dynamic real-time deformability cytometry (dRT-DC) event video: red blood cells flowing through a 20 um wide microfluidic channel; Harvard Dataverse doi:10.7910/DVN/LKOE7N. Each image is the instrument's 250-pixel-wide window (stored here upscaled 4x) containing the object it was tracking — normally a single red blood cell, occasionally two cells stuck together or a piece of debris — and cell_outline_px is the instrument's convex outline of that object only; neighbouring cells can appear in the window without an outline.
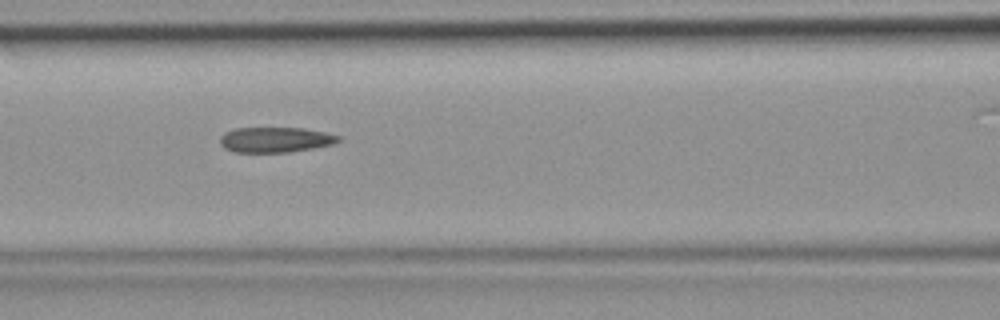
{"species": "common noctule bat (a hibernating species)", "species_latin": "Nyctalus noctula", "temperature_condition": "room temperature", "stored_images_in_passage": 46, "camera_frame_rate_fps": 3000, "um_per_image_px": 0.085, "animal": {"sex": "female", "body_mass_g": 19.9}, "frame": {"image": 1, "passage_image": 20, "time_ms": 6.333, "image_size_px": [1000, 320], "cell_outline_px": [[340, 140], [332, 144], [312, 148], [288, 152], [232, 152], [224, 148], [220, 144], [220, 136], [224, 132], [236, 128], [304, 128], [324, 132], [340, 136]], "centroid_in_image_um": [23.36, 11.87], "position_along_channel_um": 143.2, "area_um2": 17.4}}
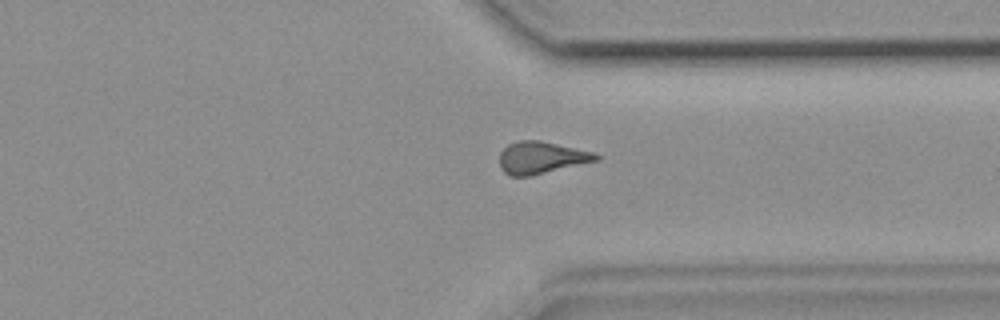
{"frame": {"image": 2, "passage_image": 35, "time_ms": 11.333, "image_size_px": [1000, 320], "cell_outline_px": [[600, 160], [532, 176], [512, 176], [504, 172], [500, 168], [500, 152], [508, 144], [516, 140], [540, 140], [592, 152], [600, 156]], "centroid_in_image_um": [46.0, 13.4], "position_along_channel_um": 365.4, "area_um2": 18.15}}
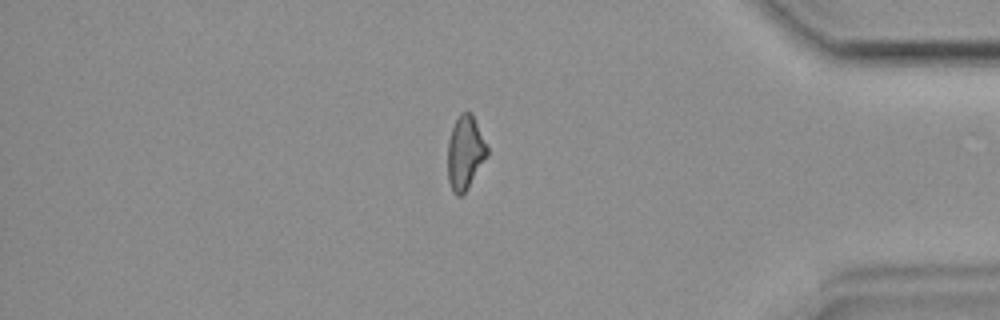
{"frame": {"image": 3, "passage_image": 39, "time_ms": 12.667, "image_size_px": [1000, 320], "cell_outline_px": [[488, 156], [468, 188], [460, 196], [456, 196], [452, 192], [448, 180], [448, 140], [452, 128], [460, 112], [472, 112], [488, 148]], "centroid_in_image_um": [39.54, 12.99], "position_along_channel_um": 395.7, "area_um2": 17.05}}